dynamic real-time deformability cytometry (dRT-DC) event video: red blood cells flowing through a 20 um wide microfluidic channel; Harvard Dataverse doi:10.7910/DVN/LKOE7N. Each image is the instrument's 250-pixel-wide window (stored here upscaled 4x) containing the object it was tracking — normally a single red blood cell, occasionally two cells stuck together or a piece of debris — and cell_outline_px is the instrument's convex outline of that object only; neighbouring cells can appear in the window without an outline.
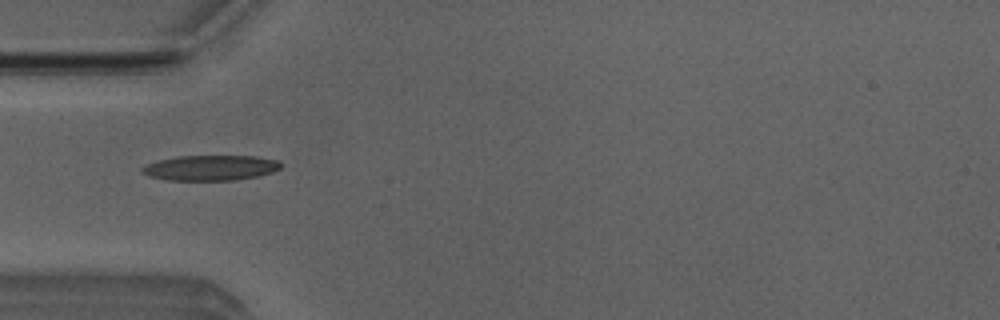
{"species": "Egyptian fruit bat (a non-hibernating species)", "species_latin": "Rousettus aegyptiacus", "temperature_condition": "room temperature", "stored_images_in_passage": 5, "camera_frame_rate_fps": 3000, "um_per_image_px": 0.085, "animal": {"sex": "male"}, "frame": {"image": 1, "passage_image": 4, "time_ms": 1.0, "image_size_px": [1000, 320], "cell_outline_px": [[280, 168], [272, 172], [256, 176], [232, 180], [168, 180], [152, 176], [140, 172], [140, 168], [148, 164], [160, 160], [176, 156], [256, 156], [280, 160]], "centroid_in_image_um": [17.9, 14.25], "position_along_channel_um": 67.1, "area_um2": 20.23}}